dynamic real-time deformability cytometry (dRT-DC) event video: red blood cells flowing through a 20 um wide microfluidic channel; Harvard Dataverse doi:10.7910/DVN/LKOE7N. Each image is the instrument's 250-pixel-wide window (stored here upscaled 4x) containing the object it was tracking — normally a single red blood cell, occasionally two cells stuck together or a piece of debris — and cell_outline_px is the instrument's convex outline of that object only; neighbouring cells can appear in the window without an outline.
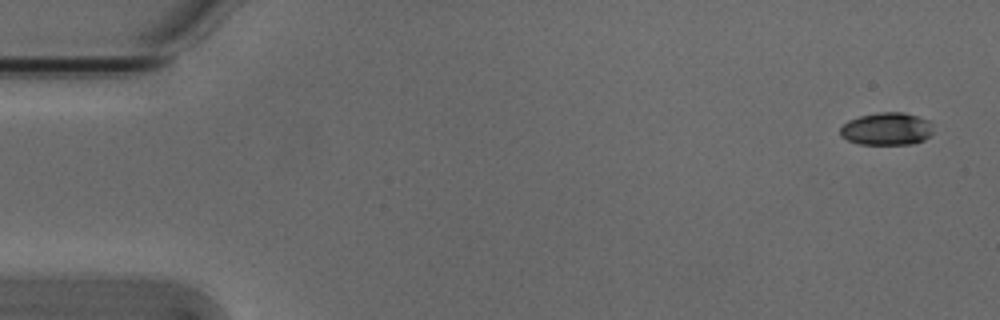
{"species": "Egyptian fruit bat (a non-hibernating species)", "species_latin": "Rousettus aegyptiacus", "temperature_condition": "cold", "stored_images_in_passage": 5, "camera_frame_rate_fps": 3000, "um_per_image_px": 0.085, "animal": {"sex": "male"}, "frame": {"image": 1, "passage_image": 1, "time_ms": 0.0, "image_size_px": [1000, 320], "cell_outline_px": [[932, 132], [924, 140], [912, 144], [860, 144], [848, 140], [840, 136], [840, 128], [848, 120], [860, 116], [880, 112], [900, 112], [916, 116], [928, 120]], "centroid_in_image_um": [75.33, 10.96], "position_along_channel_um": 9.7, "area_um2": 17.46}}
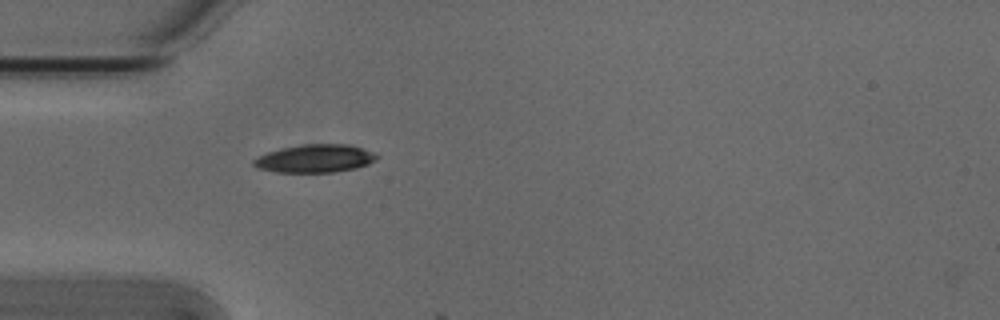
{"frame": {"image": 2, "passage_image": 5, "time_ms": 1.333, "image_size_px": [1000, 320], "cell_outline_px": [[380, 156], [376, 160], [368, 164], [356, 168], [336, 172], [276, 172], [256, 168], [252, 164], [252, 160], [268, 152], [280, 148], [300, 144], [348, 144], [372, 152]], "centroid_in_image_um": [26.76, 13.47], "position_along_channel_um": 58.2, "area_um2": 20.17}}